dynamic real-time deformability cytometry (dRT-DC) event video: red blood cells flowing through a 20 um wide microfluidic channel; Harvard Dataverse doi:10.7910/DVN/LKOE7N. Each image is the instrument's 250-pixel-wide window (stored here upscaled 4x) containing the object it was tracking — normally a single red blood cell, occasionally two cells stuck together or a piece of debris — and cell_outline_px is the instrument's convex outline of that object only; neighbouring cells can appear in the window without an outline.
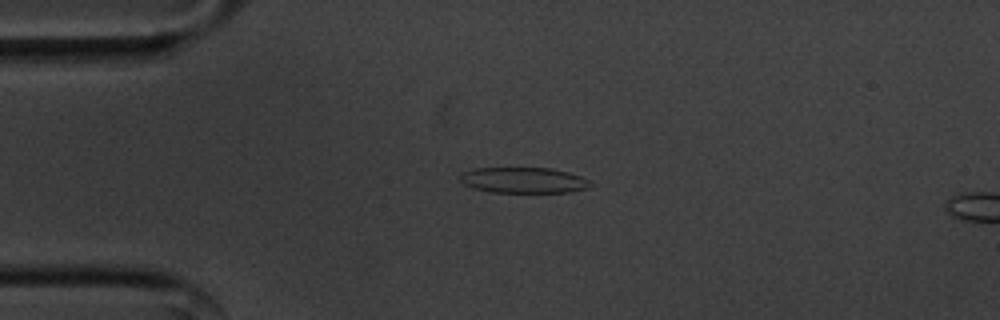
{"species": "common noctule bat (a hibernating species)", "species_latin": "Nyctalus noctula", "temperature_condition": "cold", "stored_images_in_passage": 16, "camera_frame_rate_fps": 3000, "um_per_image_px": 0.085, "animal": {"sex": "male", "body_mass_g": 20.1, "forearm_length_mm": 53.5}, "frame": {"image": 1, "passage_image": 12, "time_ms": 3.667, "image_size_px": [1000, 320], "cell_outline_px": [[596, 184], [588, 188], [572, 192], [492, 192], [472, 188], [464, 184], [460, 180], [460, 172], [476, 168], [552, 168], [568, 172], [592, 180]], "centroid_in_image_um": [44.55, 15.32], "position_along_channel_um": 40.4, "area_um2": 19.83}}